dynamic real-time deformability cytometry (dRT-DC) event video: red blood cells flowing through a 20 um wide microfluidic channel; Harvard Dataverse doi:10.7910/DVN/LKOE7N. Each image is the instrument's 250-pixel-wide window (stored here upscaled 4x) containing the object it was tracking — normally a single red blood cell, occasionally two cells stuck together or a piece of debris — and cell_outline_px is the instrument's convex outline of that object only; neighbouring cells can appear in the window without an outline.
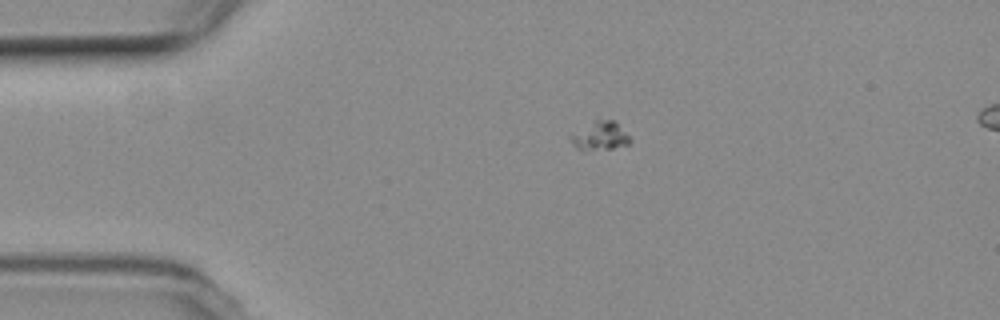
{"species": "common noctule bat (a hibernating species)", "species_latin": "Nyctalus noctula", "temperature_condition": "room temperature", "stored_images_in_passage": 5, "camera_frame_rate_fps": 3000, "um_per_image_px": 0.085, "animal": {"sex": "female", "body_mass_g": 19.3, "forearm_length_mm": 54.1}, "frame": {"image": 1, "passage_image": 3, "time_ms": 3.0, "image_size_px": [1000, 320], "cell_outline_px": [[632, 140], [628, 144], [612, 148], [584, 152], [576, 148], [572, 144], [568, 136], [596, 120], [616, 120]], "centroid_in_image_um": [50.99, 11.58], "position_along_channel_um": 34.0, "area_um2": 10.0}}